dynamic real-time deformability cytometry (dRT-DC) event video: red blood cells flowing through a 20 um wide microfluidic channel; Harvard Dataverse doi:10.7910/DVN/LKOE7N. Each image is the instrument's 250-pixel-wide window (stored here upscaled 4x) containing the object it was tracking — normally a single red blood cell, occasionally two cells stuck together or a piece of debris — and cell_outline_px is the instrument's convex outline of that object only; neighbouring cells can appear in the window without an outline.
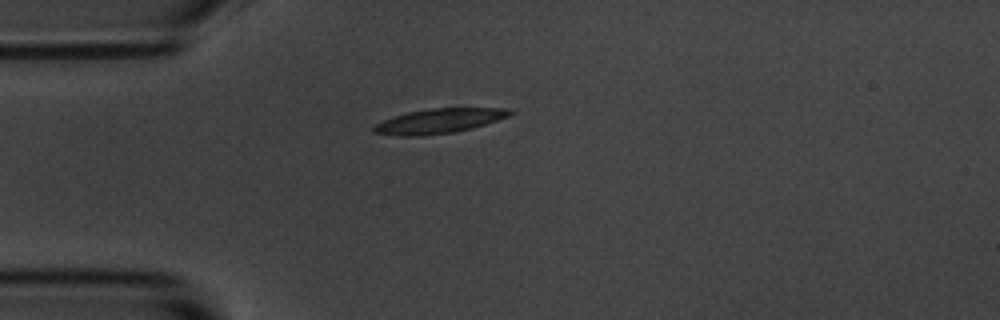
{"species": "common noctule bat (a hibernating species)", "species_latin": "Nyctalus noctula", "temperature_condition": "room temperature", "stored_images_in_passage": 6, "camera_frame_rate_fps": 3000, "um_per_image_px": 0.085, "animal": {"sex": "male", "body_mass_g": 20.1, "forearm_length_mm": 53.5}, "frame": {"image": 1, "passage_image": 1, "time_ms": 0.0, "image_size_px": [1000, 320], "cell_outline_px": [[516, 112], [508, 116], [472, 128], [452, 132], [420, 136], [400, 136], [376, 132], [372, 128], [376, 124], [392, 116], [408, 112], [432, 108], [508, 108]], "centroid_in_image_um": [37.33, 10.27], "position_along_channel_um": 47.7, "area_um2": 19.31}}
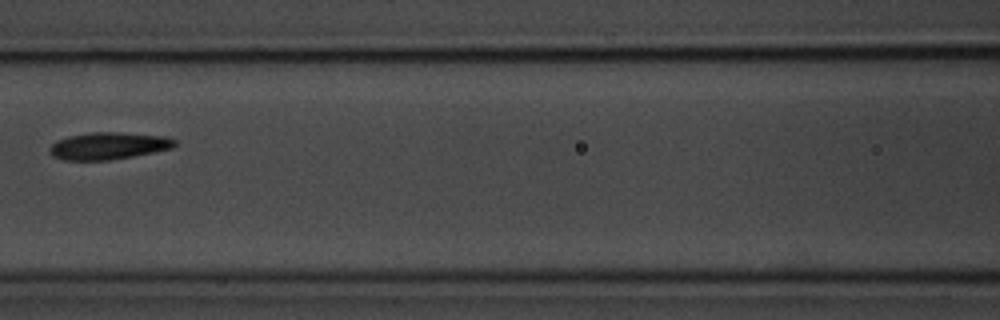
{"frame": {"image": 2, "passage_image": 4, "time_ms": 3.333, "image_size_px": [1000, 320], "cell_outline_px": [[176, 144], [172, 148], [112, 160], [64, 160], [52, 156], [48, 148], [56, 140], [68, 136], [92, 132], [120, 132], [164, 136], [176, 140]], "centroid_in_image_um": [9.18, 12.39], "position_along_channel_um": 157.4, "area_um2": 19.77}}
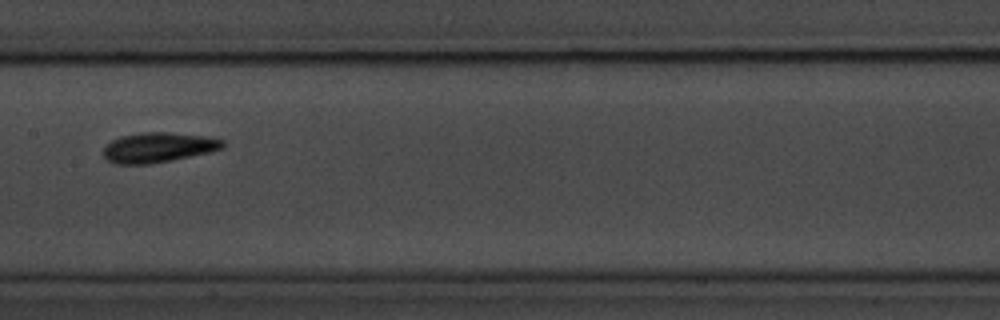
{"frame": {"image": 3, "passage_image": 5, "time_ms": 4.333, "image_size_px": [1000, 320], "cell_outline_px": [[228, 144], [224, 148], [208, 152], [172, 160], [148, 164], [116, 164], [108, 160], [104, 156], [104, 148], [112, 140], [120, 136], [144, 132], [168, 132], [204, 136], [224, 140]], "centroid_in_image_um": [13.48, 12.53], "position_along_channel_um": 193.9, "area_um2": 20.75}}